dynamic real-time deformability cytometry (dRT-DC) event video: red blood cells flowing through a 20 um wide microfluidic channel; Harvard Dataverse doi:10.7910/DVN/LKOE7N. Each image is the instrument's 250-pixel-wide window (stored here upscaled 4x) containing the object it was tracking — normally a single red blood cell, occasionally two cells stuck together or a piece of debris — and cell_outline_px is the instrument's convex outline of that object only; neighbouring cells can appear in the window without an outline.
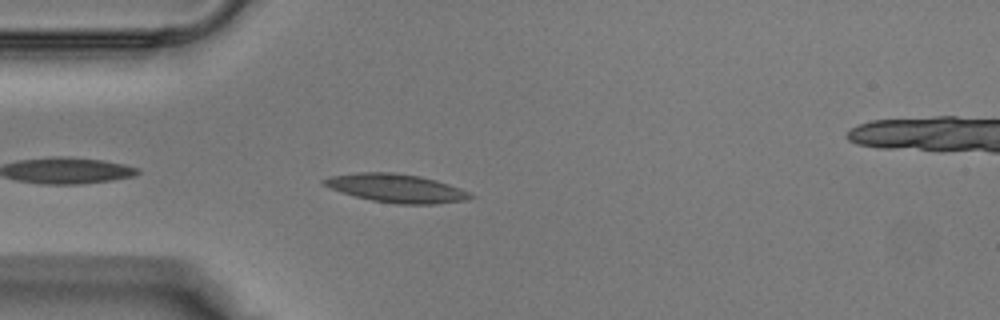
{"species": "Egyptian fruit bat (a non-hibernating species)", "species_latin": "Rousettus aegyptiacus", "temperature_condition": "warm", "stored_images_in_passage": 21, "camera_frame_rate_fps": 3000, "um_per_image_px": 0.085, "animal": {"sex": "male"}, "frame": {"image": 1, "passage_image": 3, "time_ms": 0.667, "image_size_px": [1000, 320], "cell_outline_px": [[472, 196], [464, 200], [436, 204], [396, 204], [372, 200], [356, 196], [332, 188], [324, 184], [320, 180], [328, 176], [356, 172], [396, 172], [420, 176], [436, 180], [460, 188], [468, 192]], "centroid_in_image_um": [33.66, 15.98], "position_along_channel_um": 51.3, "area_um2": 24.04}}
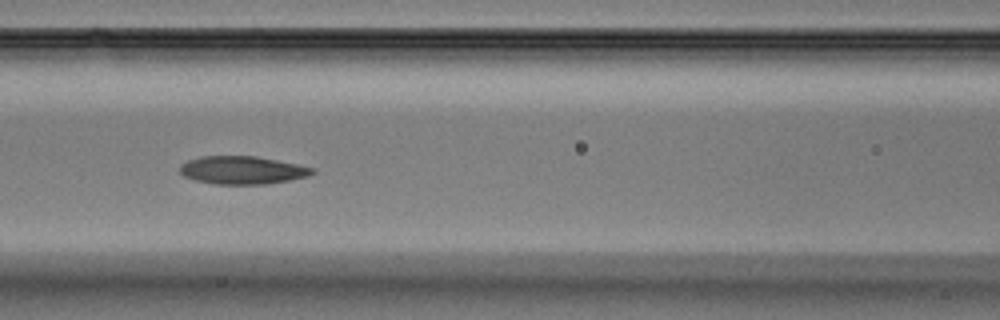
{"frame": {"image": 2, "passage_image": 9, "time_ms": 2.667, "image_size_px": [1000, 320], "cell_outline_px": [[316, 172], [308, 176], [268, 184], [216, 184], [196, 180], [184, 176], [180, 172], [180, 164], [188, 160], [200, 156], [256, 156], [316, 168]], "centroid_in_image_um": [20.6, 14.46], "position_along_channel_um": 146.0, "area_um2": 21.56}}
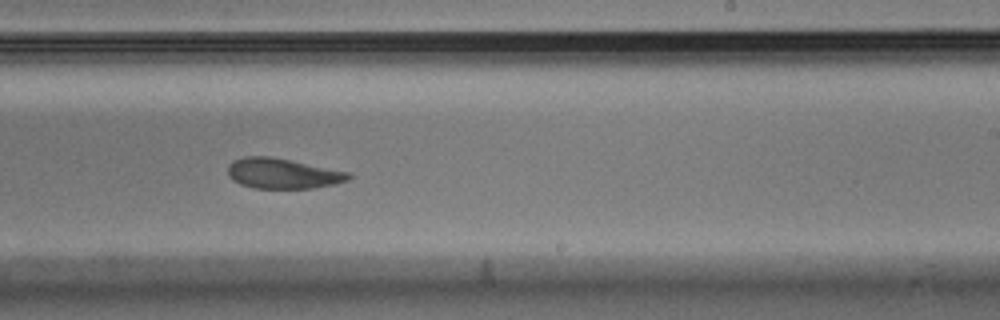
{"frame": {"image": 3, "passage_image": 16, "time_ms": 5.0, "image_size_px": [1000, 320], "cell_outline_px": [[352, 176], [348, 180], [336, 184], [312, 188], [256, 188], [240, 184], [232, 180], [228, 176], [228, 164], [232, 160], [244, 156], [272, 156], [352, 172]], "centroid_in_image_um": [24.04, 14.73], "position_along_channel_um": 265.0, "area_um2": 21.68}}